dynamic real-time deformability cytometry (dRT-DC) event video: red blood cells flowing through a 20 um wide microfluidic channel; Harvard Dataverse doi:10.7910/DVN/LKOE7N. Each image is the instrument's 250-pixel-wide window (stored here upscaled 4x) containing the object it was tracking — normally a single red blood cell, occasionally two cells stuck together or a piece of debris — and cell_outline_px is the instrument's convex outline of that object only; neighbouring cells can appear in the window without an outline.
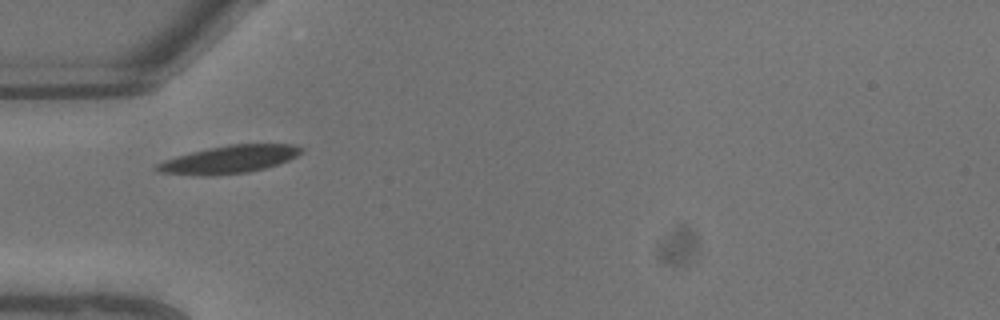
{"species": "common noctule bat (a hibernating species)", "species_latin": "Nyctalus noctula", "temperature_condition": "warm", "stored_images_in_passage": 2, "camera_frame_rate_fps": 3000, "um_per_image_px": 0.085, "animal": {"sex": "male", "body_mass_g": 13.3}, "frame": {"image": 1, "passage_image": 1, "time_ms": 0.0, "image_size_px": [1000, 320], "cell_outline_px": [[304, 152], [288, 160], [264, 168], [248, 172], [216, 176], [200, 176], [160, 172], [152, 168], [156, 164], [164, 160], [192, 152], [232, 144], [296, 144], [304, 148]], "centroid_in_image_um": [19.5, 13.56], "position_along_channel_um": 65.5, "area_um2": 23.29}}